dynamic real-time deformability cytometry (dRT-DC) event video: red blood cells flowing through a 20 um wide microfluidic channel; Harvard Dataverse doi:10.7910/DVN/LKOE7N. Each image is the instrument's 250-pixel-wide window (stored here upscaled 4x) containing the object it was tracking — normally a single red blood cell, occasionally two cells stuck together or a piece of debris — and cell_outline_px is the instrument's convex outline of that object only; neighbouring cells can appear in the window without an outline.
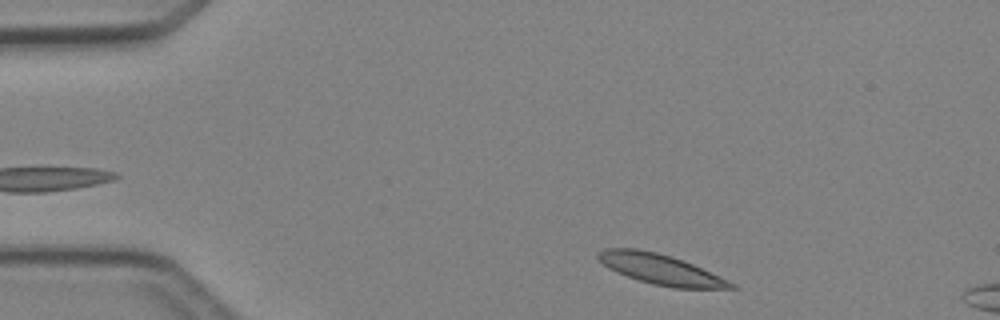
{"species": "Egyptian fruit bat (a non-hibernating species)", "species_latin": "Rousettus aegyptiacus", "temperature_condition": "cold", "stored_images_in_passage": 2, "camera_frame_rate_fps": 3000, "um_per_image_px": 0.085, "animal": {"sex": "female"}, "frame": {"image": 1, "passage_image": 1, "time_ms": 0.0, "image_size_px": [1000, 320], "cell_outline_px": [[740, 288], [672, 288], [652, 284], [616, 272], [608, 268], [596, 256], [596, 252], [604, 248], [636, 248], [656, 252], [684, 260], [728, 280], [736, 284]], "centroid_in_image_um": [56.14, 22.88], "position_along_channel_um": 28.9, "area_um2": 23.35}}